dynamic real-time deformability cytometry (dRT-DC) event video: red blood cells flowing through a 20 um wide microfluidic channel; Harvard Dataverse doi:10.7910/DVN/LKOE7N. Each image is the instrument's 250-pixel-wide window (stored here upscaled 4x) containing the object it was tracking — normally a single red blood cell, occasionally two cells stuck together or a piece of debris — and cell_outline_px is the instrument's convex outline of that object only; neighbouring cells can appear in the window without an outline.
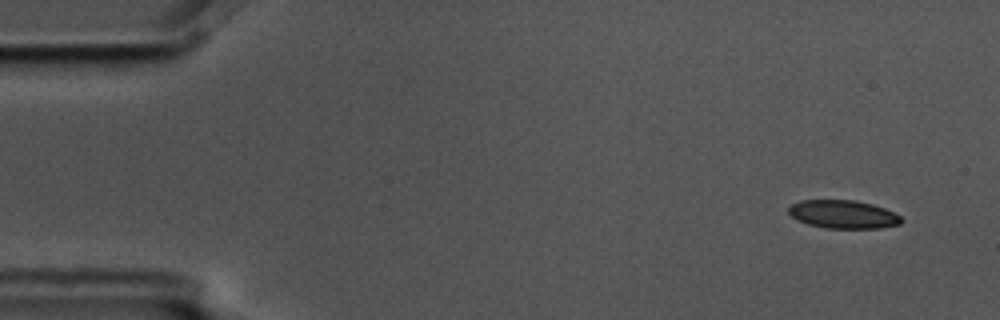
{"species": "common noctule bat (a hibernating species)", "species_latin": "Nyctalus noctula", "temperature_condition": "cold", "stored_images_in_passage": 6, "camera_frame_rate_fps": 3000, "um_per_image_px": 0.085, "animal": {"sex": "male", "body_mass_g": 17.5, "forearm_length_mm": 52.3}, "frame": {"image": 1, "passage_image": 1, "time_ms": 0.0, "image_size_px": [1000, 320], "cell_outline_px": [[904, 220], [900, 224], [880, 228], [824, 228], [808, 224], [796, 220], [788, 212], [788, 208], [792, 204], [800, 200], [856, 200], [872, 204], [884, 208], [900, 216]], "centroid_in_image_um": [71.66, 18.22], "position_along_channel_um": 13.3, "area_um2": 18.61}}
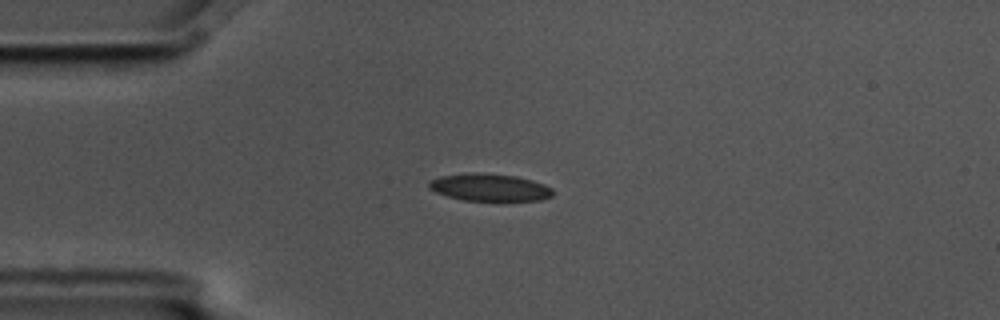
{"frame": {"image": 2, "passage_image": 4, "time_ms": 1.0, "image_size_px": [1000, 320], "cell_outline_px": [[552, 196], [540, 200], [464, 200], [448, 196], [436, 192], [428, 188], [428, 180], [440, 176], [464, 172], [472, 172], [516, 176], [532, 180], [544, 184], [552, 188]], "centroid_in_image_um": [41.57, 15.91], "position_along_channel_um": 43.4, "area_um2": 19.71}}